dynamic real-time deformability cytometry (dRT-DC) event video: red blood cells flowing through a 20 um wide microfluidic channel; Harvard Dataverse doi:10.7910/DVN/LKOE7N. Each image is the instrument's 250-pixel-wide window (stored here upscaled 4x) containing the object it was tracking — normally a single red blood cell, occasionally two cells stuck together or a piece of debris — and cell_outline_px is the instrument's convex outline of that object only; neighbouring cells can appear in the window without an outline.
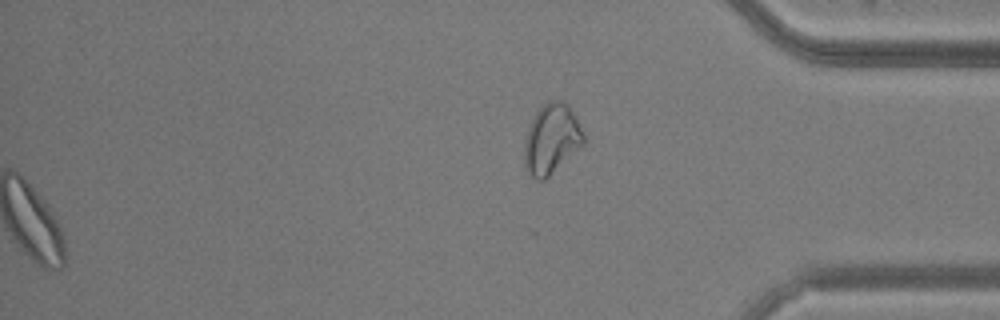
{"species": "common noctule bat (a hibernating species)", "species_latin": "Nyctalus noctula", "temperature_condition": "warm", "stored_images_in_passage": 34, "segment_of_instrument_passage": [2, 2], "camera_frame_rate_fps": 3000, "um_per_image_px": 0.085, "animal": {"sex": "male", "body_mass_g": 20.5, "forearm_length_mm": 52.5}, "frame": {"image": 1, "passage_image": 34, "time_ms": 11.0, "image_size_px": [1000, 320], "cell_outline_px": [[584, 144], [544, 180], [536, 180], [528, 172], [524, 164], [524, 140], [532, 120], [536, 112], [548, 100], [564, 100], [568, 104], [584, 136]], "centroid_in_image_um": [46.86, 11.82], "position_along_channel_um": 388.3, "area_um2": 23.81}}